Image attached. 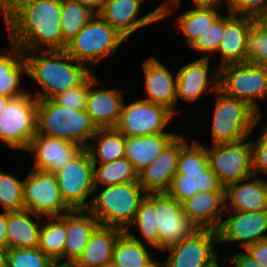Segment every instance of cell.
I'll return each mask as SVG.
<instances>
[{"label":"cell","mask_w":267,"mask_h":267,"mask_svg":"<svg viewBox=\"0 0 267 267\" xmlns=\"http://www.w3.org/2000/svg\"><path fill=\"white\" fill-rule=\"evenodd\" d=\"M6 32L23 51L63 50L61 0H14Z\"/></svg>","instance_id":"1"},{"label":"cell","mask_w":267,"mask_h":267,"mask_svg":"<svg viewBox=\"0 0 267 267\" xmlns=\"http://www.w3.org/2000/svg\"><path fill=\"white\" fill-rule=\"evenodd\" d=\"M24 57L27 77L38 85L32 94L37 100L52 99L60 92L78 86L94 71L65 50L24 51Z\"/></svg>","instance_id":"2"},{"label":"cell","mask_w":267,"mask_h":267,"mask_svg":"<svg viewBox=\"0 0 267 267\" xmlns=\"http://www.w3.org/2000/svg\"><path fill=\"white\" fill-rule=\"evenodd\" d=\"M198 192H224V186L210 168L207 145L194 138L181 149L178 171L166 193L182 203Z\"/></svg>","instance_id":"3"},{"label":"cell","mask_w":267,"mask_h":267,"mask_svg":"<svg viewBox=\"0 0 267 267\" xmlns=\"http://www.w3.org/2000/svg\"><path fill=\"white\" fill-rule=\"evenodd\" d=\"M98 130L86 110L63 107L53 99L38 100L37 133L86 148Z\"/></svg>","instance_id":"4"},{"label":"cell","mask_w":267,"mask_h":267,"mask_svg":"<svg viewBox=\"0 0 267 267\" xmlns=\"http://www.w3.org/2000/svg\"><path fill=\"white\" fill-rule=\"evenodd\" d=\"M89 211L100 225L126 231L134 222L141 201L147 195L139 181L104 186L95 190Z\"/></svg>","instance_id":"5"},{"label":"cell","mask_w":267,"mask_h":267,"mask_svg":"<svg viewBox=\"0 0 267 267\" xmlns=\"http://www.w3.org/2000/svg\"><path fill=\"white\" fill-rule=\"evenodd\" d=\"M213 95L210 145L250 138L262 116L247 102L227 96L219 89Z\"/></svg>","instance_id":"6"},{"label":"cell","mask_w":267,"mask_h":267,"mask_svg":"<svg viewBox=\"0 0 267 267\" xmlns=\"http://www.w3.org/2000/svg\"><path fill=\"white\" fill-rule=\"evenodd\" d=\"M125 40L106 20L99 14H95L67 43L65 51L92 70L95 64L102 63L107 58L110 59Z\"/></svg>","instance_id":"7"},{"label":"cell","mask_w":267,"mask_h":267,"mask_svg":"<svg viewBox=\"0 0 267 267\" xmlns=\"http://www.w3.org/2000/svg\"><path fill=\"white\" fill-rule=\"evenodd\" d=\"M218 89L247 102L263 117L258 102L267 98V68L252 62L223 65L219 67Z\"/></svg>","instance_id":"8"},{"label":"cell","mask_w":267,"mask_h":267,"mask_svg":"<svg viewBox=\"0 0 267 267\" xmlns=\"http://www.w3.org/2000/svg\"><path fill=\"white\" fill-rule=\"evenodd\" d=\"M38 100L31 92L11 99L0 111V141L9 149L25 151L37 134Z\"/></svg>","instance_id":"9"},{"label":"cell","mask_w":267,"mask_h":267,"mask_svg":"<svg viewBox=\"0 0 267 267\" xmlns=\"http://www.w3.org/2000/svg\"><path fill=\"white\" fill-rule=\"evenodd\" d=\"M56 175L61 196L71 209H89L94 187V163L86 148L66 163Z\"/></svg>","instance_id":"10"},{"label":"cell","mask_w":267,"mask_h":267,"mask_svg":"<svg viewBox=\"0 0 267 267\" xmlns=\"http://www.w3.org/2000/svg\"><path fill=\"white\" fill-rule=\"evenodd\" d=\"M218 232L197 229L188 238L165 247L161 252L169 255L162 267H218L222 259L217 251Z\"/></svg>","instance_id":"11"},{"label":"cell","mask_w":267,"mask_h":267,"mask_svg":"<svg viewBox=\"0 0 267 267\" xmlns=\"http://www.w3.org/2000/svg\"><path fill=\"white\" fill-rule=\"evenodd\" d=\"M175 116L163 105L152 103L143 98H135L129 104L123 101L119 122L115 128L125 137L175 133L166 131L170 121L172 123Z\"/></svg>","instance_id":"12"},{"label":"cell","mask_w":267,"mask_h":267,"mask_svg":"<svg viewBox=\"0 0 267 267\" xmlns=\"http://www.w3.org/2000/svg\"><path fill=\"white\" fill-rule=\"evenodd\" d=\"M24 180V210L42 217H57L71 209L63 200L56 175L31 169Z\"/></svg>","instance_id":"13"},{"label":"cell","mask_w":267,"mask_h":267,"mask_svg":"<svg viewBox=\"0 0 267 267\" xmlns=\"http://www.w3.org/2000/svg\"><path fill=\"white\" fill-rule=\"evenodd\" d=\"M248 139L207 145L210 168L224 187L253 175Z\"/></svg>","instance_id":"14"},{"label":"cell","mask_w":267,"mask_h":267,"mask_svg":"<svg viewBox=\"0 0 267 267\" xmlns=\"http://www.w3.org/2000/svg\"><path fill=\"white\" fill-rule=\"evenodd\" d=\"M226 219L217 230L219 243L236 242L243 250L267 239V210L259 212L225 211ZM230 216V217H229Z\"/></svg>","instance_id":"15"},{"label":"cell","mask_w":267,"mask_h":267,"mask_svg":"<svg viewBox=\"0 0 267 267\" xmlns=\"http://www.w3.org/2000/svg\"><path fill=\"white\" fill-rule=\"evenodd\" d=\"M155 219L159 235V252L188 238L197 228L184 214L182 204L167 193H154Z\"/></svg>","instance_id":"16"},{"label":"cell","mask_w":267,"mask_h":267,"mask_svg":"<svg viewBox=\"0 0 267 267\" xmlns=\"http://www.w3.org/2000/svg\"><path fill=\"white\" fill-rule=\"evenodd\" d=\"M210 58L202 57L193 60L177 71V103L179 99L195 102L208 92L214 94L218 90L219 68H210Z\"/></svg>","instance_id":"17"},{"label":"cell","mask_w":267,"mask_h":267,"mask_svg":"<svg viewBox=\"0 0 267 267\" xmlns=\"http://www.w3.org/2000/svg\"><path fill=\"white\" fill-rule=\"evenodd\" d=\"M179 134L149 166L138 173V181L147 193H166L178 171L181 149L188 143Z\"/></svg>","instance_id":"18"},{"label":"cell","mask_w":267,"mask_h":267,"mask_svg":"<svg viewBox=\"0 0 267 267\" xmlns=\"http://www.w3.org/2000/svg\"><path fill=\"white\" fill-rule=\"evenodd\" d=\"M95 72L89 75V90L85 110L98 129L115 128L119 122L123 91L119 88H96L99 80Z\"/></svg>","instance_id":"19"},{"label":"cell","mask_w":267,"mask_h":267,"mask_svg":"<svg viewBox=\"0 0 267 267\" xmlns=\"http://www.w3.org/2000/svg\"><path fill=\"white\" fill-rule=\"evenodd\" d=\"M142 70L146 90L143 99L163 105L177 116V75L153 55L142 61Z\"/></svg>","instance_id":"20"},{"label":"cell","mask_w":267,"mask_h":267,"mask_svg":"<svg viewBox=\"0 0 267 267\" xmlns=\"http://www.w3.org/2000/svg\"><path fill=\"white\" fill-rule=\"evenodd\" d=\"M143 1L105 0L99 15L127 40L141 28L160 22L152 10L141 16Z\"/></svg>","instance_id":"21"},{"label":"cell","mask_w":267,"mask_h":267,"mask_svg":"<svg viewBox=\"0 0 267 267\" xmlns=\"http://www.w3.org/2000/svg\"><path fill=\"white\" fill-rule=\"evenodd\" d=\"M82 149L80 145L37 133L25 151L34 155L32 169L55 173Z\"/></svg>","instance_id":"22"},{"label":"cell","mask_w":267,"mask_h":267,"mask_svg":"<svg viewBox=\"0 0 267 267\" xmlns=\"http://www.w3.org/2000/svg\"><path fill=\"white\" fill-rule=\"evenodd\" d=\"M181 204L184 214L197 229L218 230L226 217L224 192H198Z\"/></svg>","instance_id":"23"},{"label":"cell","mask_w":267,"mask_h":267,"mask_svg":"<svg viewBox=\"0 0 267 267\" xmlns=\"http://www.w3.org/2000/svg\"><path fill=\"white\" fill-rule=\"evenodd\" d=\"M88 209L66 212V241L63 251V266L71 267L81 256L91 234L99 226ZM66 259V260H65Z\"/></svg>","instance_id":"24"},{"label":"cell","mask_w":267,"mask_h":267,"mask_svg":"<svg viewBox=\"0 0 267 267\" xmlns=\"http://www.w3.org/2000/svg\"><path fill=\"white\" fill-rule=\"evenodd\" d=\"M254 19L235 15L229 10L226 14V25L217 55H220L217 67L233 63L246 62V38Z\"/></svg>","instance_id":"25"},{"label":"cell","mask_w":267,"mask_h":267,"mask_svg":"<svg viewBox=\"0 0 267 267\" xmlns=\"http://www.w3.org/2000/svg\"><path fill=\"white\" fill-rule=\"evenodd\" d=\"M224 199L225 211L259 212L267 210V196L261 176L257 177L254 174L225 186Z\"/></svg>","instance_id":"26"},{"label":"cell","mask_w":267,"mask_h":267,"mask_svg":"<svg viewBox=\"0 0 267 267\" xmlns=\"http://www.w3.org/2000/svg\"><path fill=\"white\" fill-rule=\"evenodd\" d=\"M10 44V48L0 52V95L11 99L21 97L28 93L22 86V77H27V61L24 51L15 45ZM22 88V89H21Z\"/></svg>","instance_id":"27"},{"label":"cell","mask_w":267,"mask_h":267,"mask_svg":"<svg viewBox=\"0 0 267 267\" xmlns=\"http://www.w3.org/2000/svg\"><path fill=\"white\" fill-rule=\"evenodd\" d=\"M178 133L125 137V157L139 173L157 159Z\"/></svg>","instance_id":"28"},{"label":"cell","mask_w":267,"mask_h":267,"mask_svg":"<svg viewBox=\"0 0 267 267\" xmlns=\"http://www.w3.org/2000/svg\"><path fill=\"white\" fill-rule=\"evenodd\" d=\"M123 230L99 225L91 234L81 256L71 267H101L112 263L113 249Z\"/></svg>","instance_id":"29"},{"label":"cell","mask_w":267,"mask_h":267,"mask_svg":"<svg viewBox=\"0 0 267 267\" xmlns=\"http://www.w3.org/2000/svg\"><path fill=\"white\" fill-rule=\"evenodd\" d=\"M37 220H33V219ZM44 217L35 213L23 211H7L6 237L9 249L37 248L39 246L40 230Z\"/></svg>","instance_id":"30"},{"label":"cell","mask_w":267,"mask_h":267,"mask_svg":"<svg viewBox=\"0 0 267 267\" xmlns=\"http://www.w3.org/2000/svg\"><path fill=\"white\" fill-rule=\"evenodd\" d=\"M152 250L157 251L123 231L115 242L112 264L115 267H153L158 261Z\"/></svg>","instance_id":"31"},{"label":"cell","mask_w":267,"mask_h":267,"mask_svg":"<svg viewBox=\"0 0 267 267\" xmlns=\"http://www.w3.org/2000/svg\"><path fill=\"white\" fill-rule=\"evenodd\" d=\"M86 149L93 163H110L125 157V136L116 128H100Z\"/></svg>","instance_id":"32"},{"label":"cell","mask_w":267,"mask_h":267,"mask_svg":"<svg viewBox=\"0 0 267 267\" xmlns=\"http://www.w3.org/2000/svg\"><path fill=\"white\" fill-rule=\"evenodd\" d=\"M192 9H188L182 14L176 16L175 26L178 27L186 45L190 47L195 40L209 28L215 19L221 14L219 12L221 6L209 5H192Z\"/></svg>","instance_id":"33"},{"label":"cell","mask_w":267,"mask_h":267,"mask_svg":"<svg viewBox=\"0 0 267 267\" xmlns=\"http://www.w3.org/2000/svg\"><path fill=\"white\" fill-rule=\"evenodd\" d=\"M43 222L38 248L56 262L57 266H63L61 260L66 241V213L57 217H44Z\"/></svg>","instance_id":"34"},{"label":"cell","mask_w":267,"mask_h":267,"mask_svg":"<svg viewBox=\"0 0 267 267\" xmlns=\"http://www.w3.org/2000/svg\"><path fill=\"white\" fill-rule=\"evenodd\" d=\"M133 227H136L135 230L138 228L143 240L140 239V237L138 238L133 232H130V229ZM126 232L132 238L159 251V235L154 210V193H147L145 198L141 201L134 222L129 226Z\"/></svg>","instance_id":"35"},{"label":"cell","mask_w":267,"mask_h":267,"mask_svg":"<svg viewBox=\"0 0 267 267\" xmlns=\"http://www.w3.org/2000/svg\"><path fill=\"white\" fill-rule=\"evenodd\" d=\"M135 181H138V172L126 157L110 163H94L95 190L100 185L104 187Z\"/></svg>","instance_id":"36"},{"label":"cell","mask_w":267,"mask_h":267,"mask_svg":"<svg viewBox=\"0 0 267 267\" xmlns=\"http://www.w3.org/2000/svg\"><path fill=\"white\" fill-rule=\"evenodd\" d=\"M95 15L89 8L75 0H61V31L63 36V50L79 31Z\"/></svg>","instance_id":"37"},{"label":"cell","mask_w":267,"mask_h":267,"mask_svg":"<svg viewBox=\"0 0 267 267\" xmlns=\"http://www.w3.org/2000/svg\"><path fill=\"white\" fill-rule=\"evenodd\" d=\"M23 185V179L0 171V204L3 211L24 210Z\"/></svg>","instance_id":"38"},{"label":"cell","mask_w":267,"mask_h":267,"mask_svg":"<svg viewBox=\"0 0 267 267\" xmlns=\"http://www.w3.org/2000/svg\"><path fill=\"white\" fill-rule=\"evenodd\" d=\"M54 262L41 249L15 248L6 252V267H56Z\"/></svg>","instance_id":"39"},{"label":"cell","mask_w":267,"mask_h":267,"mask_svg":"<svg viewBox=\"0 0 267 267\" xmlns=\"http://www.w3.org/2000/svg\"><path fill=\"white\" fill-rule=\"evenodd\" d=\"M246 62L267 68V30L256 19L247 33Z\"/></svg>","instance_id":"40"},{"label":"cell","mask_w":267,"mask_h":267,"mask_svg":"<svg viewBox=\"0 0 267 267\" xmlns=\"http://www.w3.org/2000/svg\"><path fill=\"white\" fill-rule=\"evenodd\" d=\"M225 25L226 15H223L221 13L215 19L212 25L203 33H201L189 48L204 55L206 53L207 55L203 57L211 58V54L215 55L218 52L220 42L222 41Z\"/></svg>","instance_id":"41"},{"label":"cell","mask_w":267,"mask_h":267,"mask_svg":"<svg viewBox=\"0 0 267 267\" xmlns=\"http://www.w3.org/2000/svg\"><path fill=\"white\" fill-rule=\"evenodd\" d=\"M89 90V76L78 86L60 92L52 99L63 107H69L76 110L85 109L87 94Z\"/></svg>","instance_id":"42"},{"label":"cell","mask_w":267,"mask_h":267,"mask_svg":"<svg viewBox=\"0 0 267 267\" xmlns=\"http://www.w3.org/2000/svg\"><path fill=\"white\" fill-rule=\"evenodd\" d=\"M224 6L235 15L253 19L267 12V0H225Z\"/></svg>","instance_id":"43"},{"label":"cell","mask_w":267,"mask_h":267,"mask_svg":"<svg viewBox=\"0 0 267 267\" xmlns=\"http://www.w3.org/2000/svg\"><path fill=\"white\" fill-rule=\"evenodd\" d=\"M252 171L254 175L267 172V123L259 138L251 141Z\"/></svg>","instance_id":"44"},{"label":"cell","mask_w":267,"mask_h":267,"mask_svg":"<svg viewBox=\"0 0 267 267\" xmlns=\"http://www.w3.org/2000/svg\"><path fill=\"white\" fill-rule=\"evenodd\" d=\"M244 251L258 263L267 267V239L247 246Z\"/></svg>","instance_id":"45"},{"label":"cell","mask_w":267,"mask_h":267,"mask_svg":"<svg viewBox=\"0 0 267 267\" xmlns=\"http://www.w3.org/2000/svg\"><path fill=\"white\" fill-rule=\"evenodd\" d=\"M226 260L235 267H264L250 255L244 252H235L231 257H223L222 261Z\"/></svg>","instance_id":"46"},{"label":"cell","mask_w":267,"mask_h":267,"mask_svg":"<svg viewBox=\"0 0 267 267\" xmlns=\"http://www.w3.org/2000/svg\"><path fill=\"white\" fill-rule=\"evenodd\" d=\"M181 2L182 0H163L152 12L160 19V21L165 20V23H167L166 18L176 12L175 10L179 8Z\"/></svg>","instance_id":"47"},{"label":"cell","mask_w":267,"mask_h":267,"mask_svg":"<svg viewBox=\"0 0 267 267\" xmlns=\"http://www.w3.org/2000/svg\"><path fill=\"white\" fill-rule=\"evenodd\" d=\"M14 0H0V16L6 28L9 26L13 15Z\"/></svg>","instance_id":"48"},{"label":"cell","mask_w":267,"mask_h":267,"mask_svg":"<svg viewBox=\"0 0 267 267\" xmlns=\"http://www.w3.org/2000/svg\"><path fill=\"white\" fill-rule=\"evenodd\" d=\"M6 227H7V211L0 213V250L7 252L9 250L7 237H6Z\"/></svg>","instance_id":"49"},{"label":"cell","mask_w":267,"mask_h":267,"mask_svg":"<svg viewBox=\"0 0 267 267\" xmlns=\"http://www.w3.org/2000/svg\"><path fill=\"white\" fill-rule=\"evenodd\" d=\"M81 5L89 8L95 14H99L103 8L105 0H75Z\"/></svg>","instance_id":"50"},{"label":"cell","mask_w":267,"mask_h":267,"mask_svg":"<svg viewBox=\"0 0 267 267\" xmlns=\"http://www.w3.org/2000/svg\"><path fill=\"white\" fill-rule=\"evenodd\" d=\"M194 5H209V6H223L225 5V0H192Z\"/></svg>","instance_id":"51"},{"label":"cell","mask_w":267,"mask_h":267,"mask_svg":"<svg viewBox=\"0 0 267 267\" xmlns=\"http://www.w3.org/2000/svg\"><path fill=\"white\" fill-rule=\"evenodd\" d=\"M267 30V12L256 19Z\"/></svg>","instance_id":"52"},{"label":"cell","mask_w":267,"mask_h":267,"mask_svg":"<svg viewBox=\"0 0 267 267\" xmlns=\"http://www.w3.org/2000/svg\"><path fill=\"white\" fill-rule=\"evenodd\" d=\"M11 100L6 96L0 95V111L6 106V104Z\"/></svg>","instance_id":"53"},{"label":"cell","mask_w":267,"mask_h":267,"mask_svg":"<svg viewBox=\"0 0 267 267\" xmlns=\"http://www.w3.org/2000/svg\"><path fill=\"white\" fill-rule=\"evenodd\" d=\"M0 267H6V252L0 250Z\"/></svg>","instance_id":"54"},{"label":"cell","mask_w":267,"mask_h":267,"mask_svg":"<svg viewBox=\"0 0 267 267\" xmlns=\"http://www.w3.org/2000/svg\"><path fill=\"white\" fill-rule=\"evenodd\" d=\"M265 174H267V172L263 173V175H265ZM261 181H262V184H263V187H264V192H265V194L267 196V181L262 179V178H261Z\"/></svg>","instance_id":"55"},{"label":"cell","mask_w":267,"mask_h":267,"mask_svg":"<svg viewBox=\"0 0 267 267\" xmlns=\"http://www.w3.org/2000/svg\"><path fill=\"white\" fill-rule=\"evenodd\" d=\"M101 267H115L112 263L110 264H107V265H104V266H101Z\"/></svg>","instance_id":"56"},{"label":"cell","mask_w":267,"mask_h":267,"mask_svg":"<svg viewBox=\"0 0 267 267\" xmlns=\"http://www.w3.org/2000/svg\"><path fill=\"white\" fill-rule=\"evenodd\" d=\"M153 267H162L161 263L158 261Z\"/></svg>","instance_id":"57"}]
</instances>
